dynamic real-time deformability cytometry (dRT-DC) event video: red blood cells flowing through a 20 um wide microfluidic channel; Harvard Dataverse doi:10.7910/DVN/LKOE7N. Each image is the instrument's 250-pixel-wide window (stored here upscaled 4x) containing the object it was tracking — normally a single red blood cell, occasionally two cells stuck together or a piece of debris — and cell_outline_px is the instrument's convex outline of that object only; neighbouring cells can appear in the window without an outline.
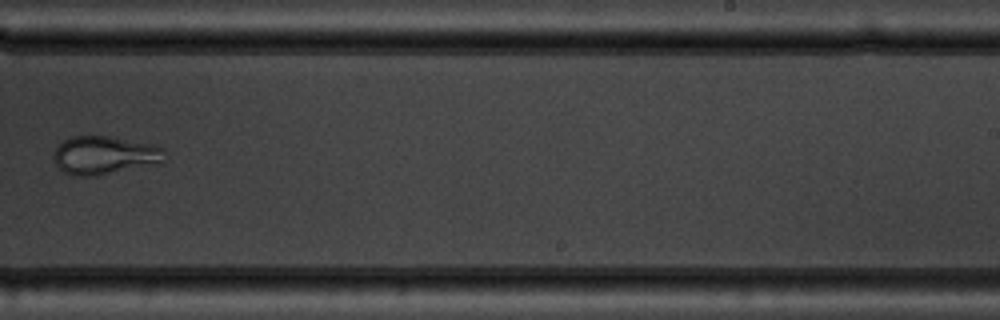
{"species": "common noctule bat (a hibernating species)", "species_latin": "Nyctalus noctula", "temperature_condition": "warm", "stored_images_in_passage": 10, "camera_frame_rate_fps": 3000, "um_per_image_px": 0.085, "animal": {"sex": "male", "body_mass_g": 19.5, "forearm_length_mm": 54.6}, "frame": {"image": 1, "passage_image": 10, "time_ms": 11.0, "image_size_px": [1000, 320], "cell_outline_px": [[164, 164], [100, 176], [76, 176], [64, 172], [56, 164], [52, 156], [56, 144], [72, 136], [108, 136], [156, 144], [164, 148]], "centroid_in_image_um": [8.94, 13.21], "position_along_channel_um": 280.1, "area_um2": 25.66}}